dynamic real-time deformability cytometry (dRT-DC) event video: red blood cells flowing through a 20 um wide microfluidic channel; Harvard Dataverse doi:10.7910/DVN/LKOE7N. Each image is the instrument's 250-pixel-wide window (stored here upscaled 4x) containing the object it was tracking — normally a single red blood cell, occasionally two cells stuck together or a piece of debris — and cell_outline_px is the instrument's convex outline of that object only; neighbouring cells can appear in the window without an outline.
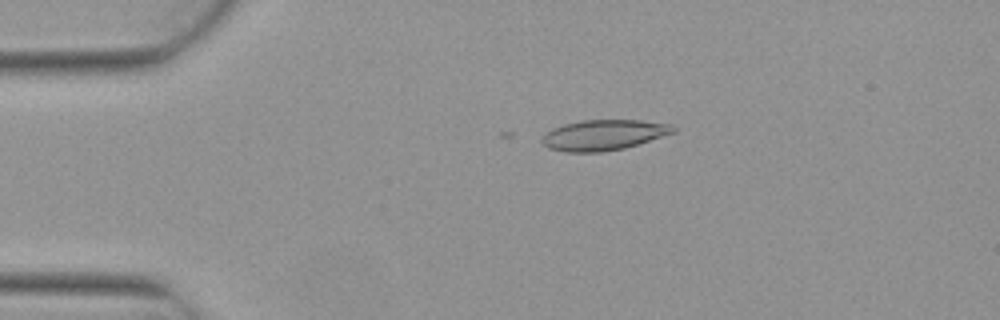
{"species": "Egyptian fruit bat (a non-hibernating species)", "species_latin": "Rousettus aegyptiacus", "temperature_condition": "warm", "stored_images_in_passage": 3, "camera_frame_rate_fps": 3000, "um_per_image_px": 0.085, "animal": {"sex": "female"}, "frame": {"image": 1, "passage_image": 2, "time_ms": 0.333, "image_size_px": [1000, 320], "cell_outline_px": [[676, 132], [624, 148], [600, 152], [568, 152], [548, 148], [540, 140], [552, 128], [564, 124], [580, 120], [640, 120], [672, 124], [676, 128]], "centroid_in_image_um": [51.32, 11.46], "position_along_channel_um": 33.7, "area_um2": 23.24}}